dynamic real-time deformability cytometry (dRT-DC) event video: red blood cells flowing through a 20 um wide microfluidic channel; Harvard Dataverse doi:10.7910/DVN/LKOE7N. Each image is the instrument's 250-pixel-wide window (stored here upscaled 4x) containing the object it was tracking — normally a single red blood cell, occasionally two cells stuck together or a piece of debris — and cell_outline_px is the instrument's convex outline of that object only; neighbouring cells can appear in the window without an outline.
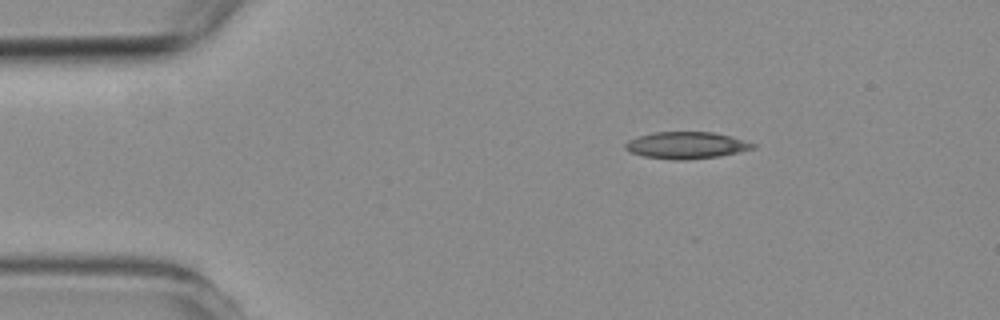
{"species": "common noctule bat (a hibernating species)", "species_latin": "Nyctalus noctula", "temperature_condition": "room temperature", "stored_images_in_passage": 3, "camera_frame_rate_fps": 3000, "um_per_image_px": 0.085, "animal": {"sex": "female", "body_mass_g": 19.3, "forearm_length_mm": 54.1}, "frame": {"image": 1, "passage_image": 1, "time_ms": 0.0, "image_size_px": [1000, 320], "cell_outline_px": [[756, 148], [720, 156], [684, 160], [672, 160], [644, 156], [632, 152], [624, 148], [624, 144], [628, 140], [652, 132], [712, 132], [732, 136], [756, 144]], "centroid_in_image_um": [58.36, 12.35], "position_along_channel_um": 26.6, "area_um2": 19.94}}